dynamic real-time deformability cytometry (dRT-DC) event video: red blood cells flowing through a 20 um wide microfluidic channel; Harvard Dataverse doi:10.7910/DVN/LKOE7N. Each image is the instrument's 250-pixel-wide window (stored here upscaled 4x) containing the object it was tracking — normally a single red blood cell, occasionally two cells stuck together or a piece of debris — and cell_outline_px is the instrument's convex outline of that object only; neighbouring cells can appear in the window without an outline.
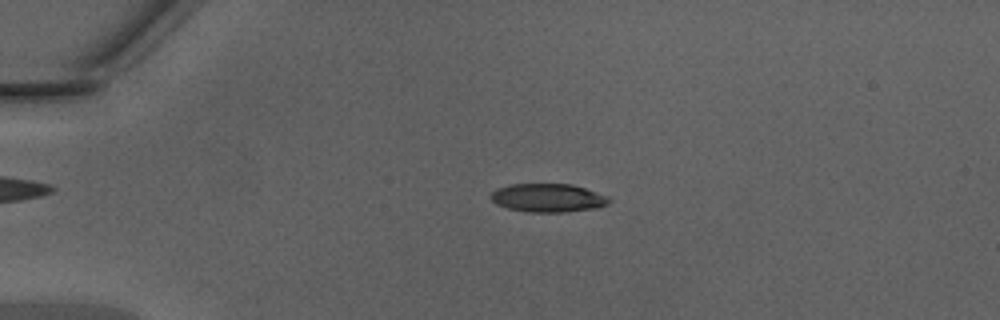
{"species": "Egyptian fruit bat (a non-hibernating species)", "species_latin": "Rousettus aegyptiacus", "temperature_condition": "warm", "stored_images_in_passage": 43, "camera_frame_rate_fps": 3000, "um_per_image_px": 0.085, "animal": {"sex": "male"}, "frame": {"image": 1, "passage_image": 7, "time_ms": 2.0, "image_size_px": [1000, 320], "cell_outline_px": [[612, 200], [608, 204], [596, 208], [564, 212], [528, 212], [508, 208], [496, 204], [488, 196], [496, 188], [508, 184], [572, 184], [608, 196]], "centroid_in_image_um": [46.55, 16.81], "position_along_channel_um": 38.4, "area_um2": 19.71}}
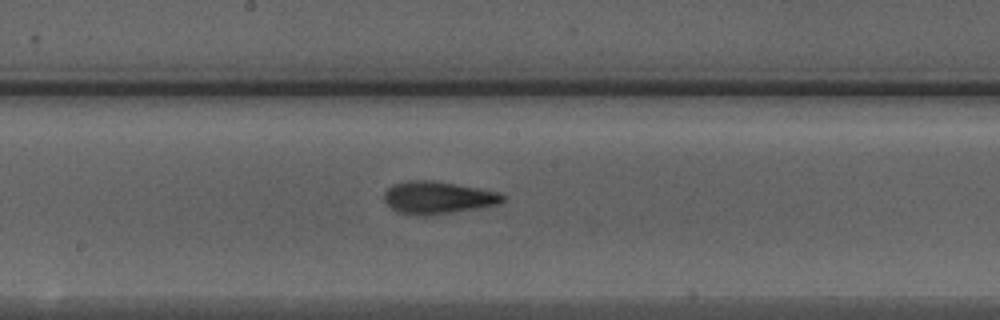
{"frame": {"image": 2, "passage_image": 22, "time_ms": 7.0, "image_size_px": [1000, 320], "cell_outline_px": [[504, 200], [500, 204], [480, 208], [452, 212], [416, 216], [396, 212], [384, 200], [384, 192], [392, 184], [404, 180], [432, 180], [456, 184], [500, 192], [504, 196]], "centroid_in_image_um": [37.2, 16.79], "position_along_channel_um": 211.0, "area_um2": 22.54}}
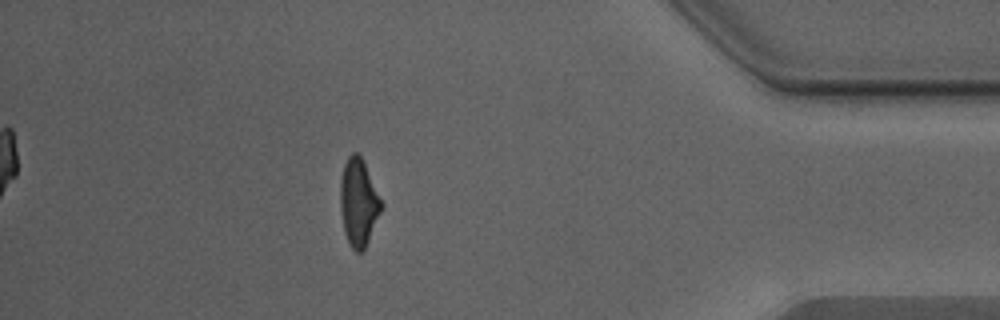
{"frame": {"image": 3, "passage_image": 38, "time_ms": 12.333, "image_size_px": [1000, 320], "cell_outline_px": [[384, 204], [364, 252], [356, 252], [352, 248], [344, 232], [340, 208], [340, 180], [344, 164], [348, 156], [352, 152], [356, 152], [360, 156]], "centroid_in_image_um": [30.48, 17.23], "position_along_channel_um": 404.7, "area_um2": 20.87}, "authors_computed_cell_mechanics": {"area_um2": 20.7502, "velocity_mm_per_s": 4.3584, "shape_relaxation_time_tau1_ms": 4.6215, "shape_relaxation_time_tau2_ms": 1.6537, "deformation_change_tau1": 0.2078, "deformation_change_tau2": 0.1182}}